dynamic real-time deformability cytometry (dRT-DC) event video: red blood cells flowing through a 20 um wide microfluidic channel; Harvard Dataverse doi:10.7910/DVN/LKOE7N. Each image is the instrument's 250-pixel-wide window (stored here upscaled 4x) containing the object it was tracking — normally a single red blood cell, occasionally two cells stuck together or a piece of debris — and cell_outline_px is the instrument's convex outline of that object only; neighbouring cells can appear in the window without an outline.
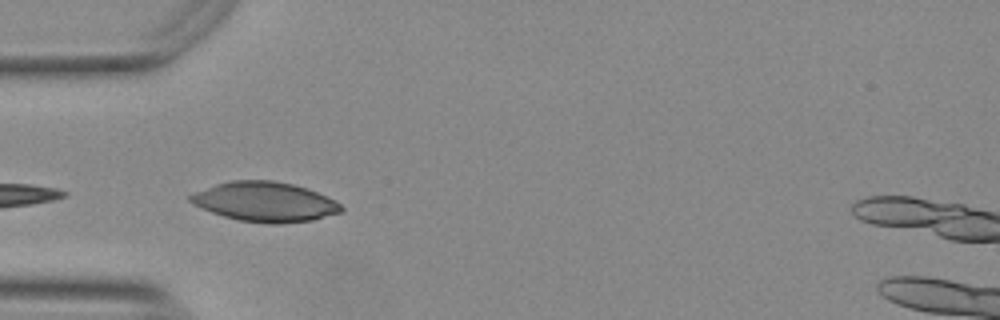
{"species": "Egyptian fruit bat (a non-hibernating species)", "species_latin": "Rousettus aegyptiacus", "temperature_condition": "warm", "stored_images_in_passage": 20, "camera_frame_rate_fps": 3000, "um_per_image_px": 0.085, "animal": {"sex": "female"}, "frame": {"image": 1, "passage_image": 1, "time_ms": 0.0, "image_size_px": [1000, 320], "cell_outline_px": [[344, 208], [340, 212], [312, 220], [276, 224], [272, 224], [240, 220], [224, 216], [212, 212], [188, 200], [188, 196], [196, 192], [216, 184], [232, 180], [272, 180], [292, 184], [308, 188], [328, 196], [336, 200]], "centroid_in_image_um": [22.57, 17.14], "position_along_channel_um": 62.4, "area_um2": 34.56}}